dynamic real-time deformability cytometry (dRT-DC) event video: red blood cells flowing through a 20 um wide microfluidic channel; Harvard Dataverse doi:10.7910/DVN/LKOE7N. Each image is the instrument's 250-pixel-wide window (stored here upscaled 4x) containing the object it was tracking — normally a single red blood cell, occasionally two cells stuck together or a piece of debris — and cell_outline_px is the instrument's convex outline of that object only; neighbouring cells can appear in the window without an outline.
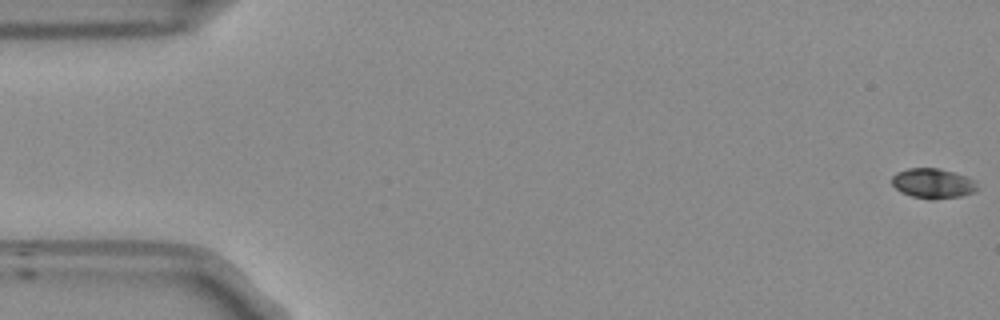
{"species": "Egyptian fruit bat (a non-hibernating species)", "species_latin": "Rousettus aegyptiacus", "temperature_condition": "room temperature", "stored_images_in_passage": 54, "camera_frame_rate_fps": 3000, "um_per_image_px": 0.085, "frame": {"image": 1, "passage_image": 1, "time_ms": 0.0, "image_size_px": [1000, 320], "cell_outline_px": [[976, 188], [972, 192], [960, 196], [932, 200], [928, 200], [912, 196], [900, 192], [892, 184], [892, 176], [896, 172], [908, 168], [940, 168], [976, 180]], "centroid_in_image_um": [79.25, 15.59], "position_along_channel_um": 5.7, "area_um2": 14.85}}
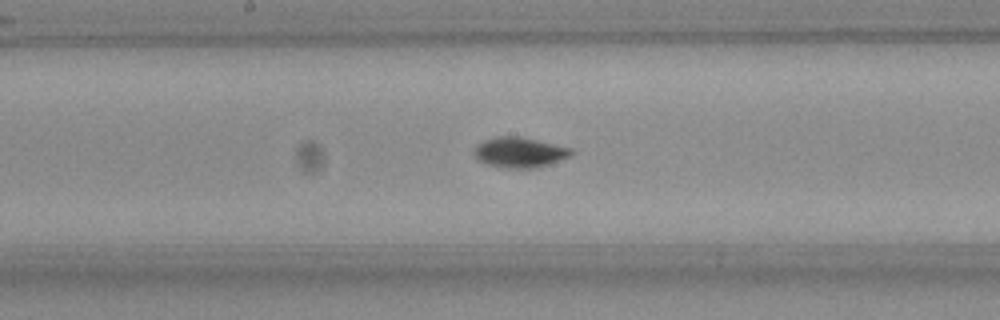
{"frame": {"image": 2, "passage_image": 28, "time_ms": 9.0, "image_size_px": [1000, 320], "cell_outline_px": [[576, 152], [572, 156], [536, 168], [508, 168], [488, 164], [480, 160], [472, 152], [476, 144], [484, 140], [496, 136], [520, 136], [572, 148]], "centroid_in_image_um": [44.19, 12.94], "position_along_channel_um": 204.0, "area_um2": 17.22}}
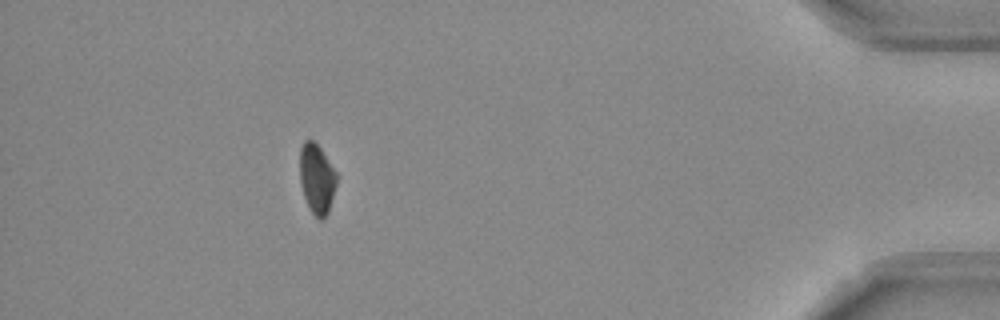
{"frame": {"image": 3, "passage_image": 49, "time_ms": 16.0, "image_size_px": [1000, 320], "cell_outline_px": [[336, 184], [328, 212], [320, 220], [312, 212], [304, 196], [300, 184], [300, 148], [304, 140], [312, 140], [320, 148], [336, 172]], "centroid_in_image_um": [26.91, 15.17], "position_along_channel_um": 408.3, "area_um2": 14.62}, "authors_computed_cell_mechanics": {"area_um2": 15.6927, "velocity_mm_per_s": 3.7619, "shape_relaxation_time_tau1_ms": 3.4378, "shape_relaxation_time_tau2_ms": 4.7972, "deformation_change_tau1": 0.1384, "deformation_change_tau2": 0.0708}}